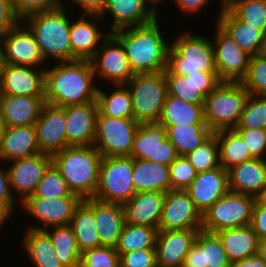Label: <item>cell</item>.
Masks as SVG:
<instances>
[{
  "instance_id": "cell-1",
  "label": "cell",
  "mask_w": 266,
  "mask_h": 267,
  "mask_svg": "<svg viewBox=\"0 0 266 267\" xmlns=\"http://www.w3.org/2000/svg\"><path fill=\"white\" fill-rule=\"evenodd\" d=\"M45 69L44 101L47 104L66 107L96 101L98 86L90 60L57 62Z\"/></svg>"
},
{
  "instance_id": "cell-2",
  "label": "cell",
  "mask_w": 266,
  "mask_h": 267,
  "mask_svg": "<svg viewBox=\"0 0 266 267\" xmlns=\"http://www.w3.org/2000/svg\"><path fill=\"white\" fill-rule=\"evenodd\" d=\"M158 18L144 25L112 32L124 47L134 74L164 71L167 67L170 44L161 33Z\"/></svg>"
},
{
  "instance_id": "cell-3",
  "label": "cell",
  "mask_w": 266,
  "mask_h": 267,
  "mask_svg": "<svg viewBox=\"0 0 266 267\" xmlns=\"http://www.w3.org/2000/svg\"><path fill=\"white\" fill-rule=\"evenodd\" d=\"M101 161L102 154L94 145L68 146L52 155V163L70 191L82 200L95 196Z\"/></svg>"
},
{
  "instance_id": "cell-4",
  "label": "cell",
  "mask_w": 266,
  "mask_h": 267,
  "mask_svg": "<svg viewBox=\"0 0 266 267\" xmlns=\"http://www.w3.org/2000/svg\"><path fill=\"white\" fill-rule=\"evenodd\" d=\"M65 5L59 8L35 12L25 16L28 28L34 34L45 60L71 61L70 25Z\"/></svg>"
},
{
  "instance_id": "cell-5",
  "label": "cell",
  "mask_w": 266,
  "mask_h": 267,
  "mask_svg": "<svg viewBox=\"0 0 266 267\" xmlns=\"http://www.w3.org/2000/svg\"><path fill=\"white\" fill-rule=\"evenodd\" d=\"M198 71L218 73L212 40L191 32L181 33L169 47L164 72L188 76Z\"/></svg>"
},
{
  "instance_id": "cell-6",
  "label": "cell",
  "mask_w": 266,
  "mask_h": 267,
  "mask_svg": "<svg viewBox=\"0 0 266 267\" xmlns=\"http://www.w3.org/2000/svg\"><path fill=\"white\" fill-rule=\"evenodd\" d=\"M249 97L240 82H220L204 99V118L213 132L234 129Z\"/></svg>"
},
{
  "instance_id": "cell-7",
  "label": "cell",
  "mask_w": 266,
  "mask_h": 267,
  "mask_svg": "<svg viewBox=\"0 0 266 267\" xmlns=\"http://www.w3.org/2000/svg\"><path fill=\"white\" fill-rule=\"evenodd\" d=\"M132 98L133 119L157 123L168 94L164 71L135 74L126 84Z\"/></svg>"
},
{
  "instance_id": "cell-8",
  "label": "cell",
  "mask_w": 266,
  "mask_h": 267,
  "mask_svg": "<svg viewBox=\"0 0 266 267\" xmlns=\"http://www.w3.org/2000/svg\"><path fill=\"white\" fill-rule=\"evenodd\" d=\"M132 175L133 159L130 156L102 157L94 198L121 205L128 202L136 194Z\"/></svg>"
},
{
  "instance_id": "cell-9",
  "label": "cell",
  "mask_w": 266,
  "mask_h": 267,
  "mask_svg": "<svg viewBox=\"0 0 266 267\" xmlns=\"http://www.w3.org/2000/svg\"><path fill=\"white\" fill-rule=\"evenodd\" d=\"M255 197L228 191L202 215V230L217 233L251 224Z\"/></svg>"
},
{
  "instance_id": "cell-10",
  "label": "cell",
  "mask_w": 266,
  "mask_h": 267,
  "mask_svg": "<svg viewBox=\"0 0 266 267\" xmlns=\"http://www.w3.org/2000/svg\"><path fill=\"white\" fill-rule=\"evenodd\" d=\"M139 125L135 119L108 117L98 111L93 145L102 157L130 156Z\"/></svg>"
},
{
  "instance_id": "cell-11",
  "label": "cell",
  "mask_w": 266,
  "mask_h": 267,
  "mask_svg": "<svg viewBox=\"0 0 266 267\" xmlns=\"http://www.w3.org/2000/svg\"><path fill=\"white\" fill-rule=\"evenodd\" d=\"M130 157L170 166L178 154L161 124L143 123L136 130Z\"/></svg>"
},
{
  "instance_id": "cell-12",
  "label": "cell",
  "mask_w": 266,
  "mask_h": 267,
  "mask_svg": "<svg viewBox=\"0 0 266 267\" xmlns=\"http://www.w3.org/2000/svg\"><path fill=\"white\" fill-rule=\"evenodd\" d=\"M90 61L95 78L108 80L113 85L126 84L135 75L124 47L112 33L103 40Z\"/></svg>"
},
{
  "instance_id": "cell-13",
  "label": "cell",
  "mask_w": 266,
  "mask_h": 267,
  "mask_svg": "<svg viewBox=\"0 0 266 267\" xmlns=\"http://www.w3.org/2000/svg\"><path fill=\"white\" fill-rule=\"evenodd\" d=\"M213 46L215 65L221 82H241L251 55L245 52L217 23Z\"/></svg>"
},
{
  "instance_id": "cell-14",
  "label": "cell",
  "mask_w": 266,
  "mask_h": 267,
  "mask_svg": "<svg viewBox=\"0 0 266 267\" xmlns=\"http://www.w3.org/2000/svg\"><path fill=\"white\" fill-rule=\"evenodd\" d=\"M81 201L82 199L77 195L44 198L33 194L27 197L21 204L28 214L44 225V227L34 225L29 228L45 230L52 226L70 224L74 211Z\"/></svg>"
},
{
  "instance_id": "cell-15",
  "label": "cell",
  "mask_w": 266,
  "mask_h": 267,
  "mask_svg": "<svg viewBox=\"0 0 266 267\" xmlns=\"http://www.w3.org/2000/svg\"><path fill=\"white\" fill-rule=\"evenodd\" d=\"M201 230L202 214L185 190L166 192L158 230Z\"/></svg>"
},
{
  "instance_id": "cell-16",
  "label": "cell",
  "mask_w": 266,
  "mask_h": 267,
  "mask_svg": "<svg viewBox=\"0 0 266 267\" xmlns=\"http://www.w3.org/2000/svg\"><path fill=\"white\" fill-rule=\"evenodd\" d=\"M19 23L1 35L3 58L8 64L41 68L45 60L38 42L26 23Z\"/></svg>"
},
{
  "instance_id": "cell-17",
  "label": "cell",
  "mask_w": 266,
  "mask_h": 267,
  "mask_svg": "<svg viewBox=\"0 0 266 267\" xmlns=\"http://www.w3.org/2000/svg\"><path fill=\"white\" fill-rule=\"evenodd\" d=\"M66 111L64 107L45 103L35 122L36 137L41 153L53 155L66 147Z\"/></svg>"
},
{
  "instance_id": "cell-18",
  "label": "cell",
  "mask_w": 266,
  "mask_h": 267,
  "mask_svg": "<svg viewBox=\"0 0 266 267\" xmlns=\"http://www.w3.org/2000/svg\"><path fill=\"white\" fill-rule=\"evenodd\" d=\"M52 163V155L39 153L27 158L12 160L8 167L12 195H19L21 203L37 189L45 170Z\"/></svg>"
},
{
  "instance_id": "cell-19",
  "label": "cell",
  "mask_w": 266,
  "mask_h": 267,
  "mask_svg": "<svg viewBox=\"0 0 266 267\" xmlns=\"http://www.w3.org/2000/svg\"><path fill=\"white\" fill-rule=\"evenodd\" d=\"M168 94L193 104H204L205 97L219 84L218 73H198L181 76L165 73Z\"/></svg>"
},
{
  "instance_id": "cell-20",
  "label": "cell",
  "mask_w": 266,
  "mask_h": 267,
  "mask_svg": "<svg viewBox=\"0 0 266 267\" xmlns=\"http://www.w3.org/2000/svg\"><path fill=\"white\" fill-rule=\"evenodd\" d=\"M185 191L203 215L229 191L228 171L219 166L212 170L199 172Z\"/></svg>"
},
{
  "instance_id": "cell-21",
  "label": "cell",
  "mask_w": 266,
  "mask_h": 267,
  "mask_svg": "<svg viewBox=\"0 0 266 267\" xmlns=\"http://www.w3.org/2000/svg\"><path fill=\"white\" fill-rule=\"evenodd\" d=\"M44 82L45 69L6 63L0 95L44 97Z\"/></svg>"
},
{
  "instance_id": "cell-22",
  "label": "cell",
  "mask_w": 266,
  "mask_h": 267,
  "mask_svg": "<svg viewBox=\"0 0 266 267\" xmlns=\"http://www.w3.org/2000/svg\"><path fill=\"white\" fill-rule=\"evenodd\" d=\"M199 230H158L156 237L157 267H182Z\"/></svg>"
},
{
  "instance_id": "cell-23",
  "label": "cell",
  "mask_w": 266,
  "mask_h": 267,
  "mask_svg": "<svg viewBox=\"0 0 266 267\" xmlns=\"http://www.w3.org/2000/svg\"><path fill=\"white\" fill-rule=\"evenodd\" d=\"M81 15L76 22L70 25L71 61L90 60L99 49L98 45L110 34V32L100 31L95 25L96 21H100V15Z\"/></svg>"
},
{
  "instance_id": "cell-24",
  "label": "cell",
  "mask_w": 266,
  "mask_h": 267,
  "mask_svg": "<svg viewBox=\"0 0 266 267\" xmlns=\"http://www.w3.org/2000/svg\"><path fill=\"white\" fill-rule=\"evenodd\" d=\"M66 111V138L68 146H89L95 140L97 101L64 107Z\"/></svg>"
},
{
  "instance_id": "cell-25",
  "label": "cell",
  "mask_w": 266,
  "mask_h": 267,
  "mask_svg": "<svg viewBox=\"0 0 266 267\" xmlns=\"http://www.w3.org/2000/svg\"><path fill=\"white\" fill-rule=\"evenodd\" d=\"M219 236L199 230L182 267H231Z\"/></svg>"
},
{
  "instance_id": "cell-26",
  "label": "cell",
  "mask_w": 266,
  "mask_h": 267,
  "mask_svg": "<svg viewBox=\"0 0 266 267\" xmlns=\"http://www.w3.org/2000/svg\"><path fill=\"white\" fill-rule=\"evenodd\" d=\"M165 194L160 191L137 192L128 202L122 205L125 222L158 228Z\"/></svg>"
},
{
  "instance_id": "cell-27",
  "label": "cell",
  "mask_w": 266,
  "mask_h": 267,
  "mask_svg": "<svg viewBox=\"0 0 266 267\" xmlns=\"http://www.w3.org/2000/svg\"><path fill=\"white\" fill-rule=\"evenodd\" d=\"M93 211L100 246L116 247L125 223L124 209L121 204L103 202L95 198L83 200Z\"/></svg>"
},
{
  "instance_id": "cell-28",
  "label": "cell",
  "mask_w": 266,
  "mask_h": 267,
  "mask_svg": "<svg viewBox=\"0 0 266 267\" xmlns=\"http://www.w3.org/2000/svg\"><path fill=\"white\" fill-rule=\"evenodd\" d=\"M216 18L217 24L251 56L262 54L265 35L251 24L239 20L225 5Z\"/></svg>"
},
{
  "instance_id": "cell-29",
  "label": "cell",
  "mask_w": 266,
  "mask_h": 267,
  "mask_svg": "<svg viewBox=\"0 0 266 267\" xmlns=\"http://www.w3.org/2000/svg\"><path fill=\"white\" fill-rule=\"evenodd\" d=\"M44 104V97L0 95V115L7 127L34 125Z\"/></svg>"
},
{
  "instance_id": "cell-30",
  "label": "cell",
  "mask_w": 266,
  "mask_h": 267,
  "mask_svg": "<svg viewBox=\"0 0 266 267\" xmlns=\"http://www.w3.org/2000/svg\"><path fill=\"white\" fill-rule=\"evenodd\" d=\"M41 153L34 125L6 127L0 143V159L11 162Z\"/></svg>"
},
{
  "instance_id": "cell-31",
  "label": "cell",
  "mask_w": 266,
  "mask_h": 267,
  "mask_svg": "<svg viewBox=\"0 0 266 267\" xmlns=\"http://www.w3.org/2000/svg\"><path fill=\"white\" fill-rule=\"evenodd\" d=\"M113 17L110 33L122 29L147 24L157 18L143 0H107L100 17L108 12Z\"/></svg>"
},
{
  "instance_id": "cell-32",
  "label": "cell",
  "mask_w": 266,
  "mask_h": 267,
  "mask_svg": "<svg viewBox=\"0 0 266 267\" xmlns=\"http://www.w3.org/2000/svg\"><path fill=\"white\" fill-rule=\"evenodd\" d=\"M229 190L255 197L266 185V159L252 158L228 170Z\"/></svg>"
},
{
  "instance_id": "cell-33",
  "label": "cell",
  "mask_w": 266,
  "mask_h": 267,
  "mask_svg": "<svg viewBox=\"0 0 266 267\" xmlns=\"http://www.w3.org/2000/svg\"><path fill=\"white\" fill-rule=\"evenodd\" d=\"M231 264L260 253L261 241L251 225L226 228L216 233Z\"/></svg>"
},
{
  "instance_id": "cell-34",
  "label": "cell",
  "mask_w": 266,
  "mask_h": 267,
  "mask_svg": "<svg viewBox=\"0 0 266 267\" xmlns=\"http://www.w3.org/2000/svg\"><path fill=\"white\" fill-rule=\"evenodd\" d=\"M132 181L137 192L171 190L169 166L155 162L134 159Z\"/></svg>"
},
{
  "instance_id": "cell-35",
  "label": "cell",
  "mask_w": 266,
  "mask_h": 267,
  "mask_svg": "<svg viewBox=\"0 0 266 267\" xmlns=\"http://www.w3.org/2000/svg\"><path fill=\"white\" fill-rule=\"evenodd\" d=\"M157 123L162 126L206 124L204 104H193L167 94Z\"/></svg>"
},
{
  "instance_id": "cell-36",
  "label": "cell",
  "mask_w": 266,
  "mask_h": 267,
  "mask_svg": "<svg viewBox=\"0 0 266 267\" xmlns=\"http://www.w3.org/2000/svg\"><path fill=\"white\" fill-rule=\"evenodd\" d=\"M166 137L175 147L178 156H186L206 142L214 132L206 124L163 126Z\"/></svg>"
},
{
  "instance_id": "cell-37",
  "label": "cell",
  "mask_w": 266,
  "mask_h": 267,
  "mask_svg": "<svg viewBox=\"0 0 266 267\" xmlns=\"http://www.w3.org/2000/svg\"><path fill=\"white\" fill-rule=\"evenodd\" d=\"M23 248L35 267H64L55 253L52 241L44 230L28 228Z\"/></svg>"
},
{
  "instance_id": "cell-38",
  "label": "cell",
  "mask_w": 266,
  "mask_h": 267,
  "mask_svg": "<svg viewBox=\"0 0 266 267\" xmlns=\"http://www.w3.org/2000/svg\"><path fill=\"white\" fill-rule=\"evenodd\" d=\"M70 225L80 253L88 249L100 247L93 211L83 200L76 207Z\"/></svg>"
},
{
  "instance_id": "cell-39",
  "label": "cell",
  "mask_w": 266,
  "mask_h": 267,
  "mask_svg": "<svg viewBox=\"0 0 266 267\" xmlns=\"http://www.w3.org/2000/svg\"><path fill=\"white\" fill-rule=\"evenodd\" d=\"M219 147V163L226 171L232 167L254 158L243 139L234 129L214 132Z\"/></svg>"
},
{
  "instance_id": "cell-40",
  "label": "cell",
  "mask_w": 266,
  "mask_h": 267,
  "mask_svg": "<svg viewBox=\"0 0 266 267\" xmlns=\"http://www.w3.org/2000/svg\"><path fill=\"white\" fill-rule=\"evenodd\" d=\"M44 231L49 235L57 258L64 267H79L81 253L71 225L52 226Z\"/></svg>"
},
{
  "instance_id": "cell-41",
  "label": "cell",
  "mask_w": 266,
  "mask_h": 267,
  "mask_svg": "<svg viewBox=\"0 0 266 267\" xmlns=\"http://www.w3.org/2000/svg\"><path fill=\"white\" fill-rule=\"evenodd\" d=\"M117 88L111 94L98 88V111L108 117L133 119L132 98L125 84L115 85Z\"/></svg>"
},
{
  "instance_id": "cell-42",
  "label": "cell",
  "mask_w": 266,
  "mask_h": 267,
  "mask_svg": "<svg viewBox=\"0 0 266 267\" xmlns=\"http://www.w3.org/2000/svg\"><path fill=\"white\" fill-rule=\"evenodd\" d=\"M158 228L124 223L116 251L121 255L135 250L155 248Z\"/></svg>"
},
{
  "instance_id": "cell-43",
  "label": "cell",
  "mask_w": 266,
  "mask_h": 267,
  "mask_svg": "<svg viewBox=\"0 0 266 267\" xmlns=\"http://www.w3.org/2000/svg\"><path fill=\"white\" fill-rule=\"evenodd\" d=\"M224 5L241 21L266 34V0H222Z\"/></svg>"
},
{
  "instance_id": "cell-44",
  "label": "cell",
  "mask_w": 266,
  "mask_h": 267,
  "mask_svg": "<svg viewBox=\"0 0 266 267\" xmlns=\"http://www.w3.org/2000/svg\"><path fill=\"white\" fill-rule=\"evenodd\" d=\"M235 128L266 129V95H249Z\"/></svg>"
},
{
  "instance_id": "cell-45",
  "label": "cell",
  "mask_w": 266,
  "mask_h": 267,
  "mask_svg": "<svg viewBox=\"0 0 266 267\" xmlns=\"http://www.w3.org/2000/svg\"><path fill=\"white\" fill-rule=\"evenodd\" d=\"M186 158L198 173L219 167V147L216 135L213 134L206 142L188 153Z\"/></svg>"
},
{
  "instance_id": "cell-46",
  "label": "cell",
  "mask_w": 266,
  "mask_h": 267,
  "mask_svg": "<svg viewBox=\"0 0 266 267\" xmlns=\"http://www.w3.org/2000/svg\"><path fill=\"white\" fill-rule=\"evenodd\" d=\"M34 195L44 198H58L75 194L70 191L59 170L51 163L38 183Z\"/></svg>"
},
{
  "instance_id": "cell-47",
  "label": "cell",
  "mask_w": 266,
  "mask_h": 267,
  "mask_svg": "<svg viewBox=\"0 0 266 267\" xmlns=\"http://www.w3.org/2000/svg\"><path fill=\"white\" fill-rule=\"evenodd\" d=\"M240 83L249 95H266V56H251L246 75Z\"/></svg>"
},
{
  "instance_id": "cell-48",
  "label": "cell",
  "mask_w": 266,
  "mask_h": 267,
  "mask_svg": "<svg viewBox=\"0 0 266 267\" xmlns=\"http://www.w3.org/2000/svg\"><path fill=\"white\" fill-rule=\"evenodd\" d=\"M79 267H120V255L111 246L88 249L81 253Z\"/></svg>"
},
{
  "instance_id": "cell-49",
  "label": "cell",
  "mask_w": 266,
  "mask_h": 267,
  "mask_svg": "<svg viewBox=\"0 0 266 267\" xmlns=\"http://www.w3.org/2000/svg\"><path fill=\"white\" fill-rule=\"evenodd\" d=\"M197 171L186 156H178L169 166L171 190H185L197 176Z\"/></svg>"
},
{
  "instance_id": "cell-50",
  "label": "cell",
  "mask_w": 266,
  "mask_h": 267,
  "mask_svg": "<svg viewBox=\"0 0 266 267\" xmlns=\"http://www.w3.org/2000/svg\"><path fill=\"white\" fill-rule=\"evenodd\" d=\"M254 158L266 159L265 129L234 128Z\"/></svg>"
},
{
  "instance_id": "cell-51",
  "label": "cell",
  "mask_w": 266,
  "mask_h": 267,
  "mask_svg": "<svg viewBox=\"0 0 266 267\" xmlns=\"http://www.w3.org/2000/svg\"><path fill=\"white\" fill-rule=\"evenodd\" d=\"M0 161L2 160L0 159ZM15 199L17 198L13 197L10 189L8 169L3 171L0 168V228L11 214H13L14 209H16Z\"/></svg>"
},
{
  "instance_id": "cell-52",
  "label": "cell",
  "mask_w": 266,
  "mask_h": 267,
  "mask_svg": "<svg viewBox=\"0 0 266 267\" xmlns=\"http://www.w3.org/2000/svg\"><path fill=\"white\" fill-rule=\"evenodd\" d=\"M16 15L22 20L25 16L64 6L61 0H11Z\"/></svg>"
},
{
  "instance_id": "cell-53",
  "label": "cell",
  "mask_w": 266,
  "mask_h": 267,
  "mask_svg": "<svg viewBox=\"0 0 266 267\" xmlns=\"http://www.w3.org/2000/svg\"><path fill=\"white\" fill-rule=\"evenodd\" d=\"M120 267H157L155 248L122 253Z\"/></svg>"
},
{
  "instance_id": "cell-54",
  "label": "cell",
  "mask_w": 266,
  "mask_h": 267,
  "mask_svg": "<svg viewBox=\"0 0 266 267\" xmlns=\"http://www.w3.org/2000/svg\"><path fill=\"white\" fill-rule=\"evenodd\" d=\"M21 19L16 15L11 0H0V36L14 27Z\"/></svg>"
},
{
  "instance_id": "cell-55",
  "label": "cell",
  "mask_w": 266,
  "mask_h": 267,
  "mask_svg": "<svg viewBox=\"0 0 266 267\" xmlns=\"http://www.w3.org/2000/svg\"><path fill=\"white\" fill-rule=\"evenodd\" d=\"M250 225L260 241L266 239V207L259 206L255 202Z\"/></svg>"
},
{
  "instance_id": "cell-56",
  "label": "cell",
  "mask_w": 266,
  "mask_h": 267,
  "mask_svg": "<svg viewBox=\"0 0 266 267\" xmlns=\"http://www.w3.org/2000/svg\"><path fill=\"white\" fill-rule=\"evenodd\" d=\"M73 3L78 4L84 11L85 15H101L105 8L107 0H72Z\"/></svg>"
},
{
  "instance_id": "cell-57",
  "label": "cell",
  "mask_w": 266,
  "mask_h": 267,
  "mask_svg": "<svg viewBox=\"0 0 266 267\" xmlns=\"http://www.w3.org/2000/svg\"><path fill=\"white\" fill-rule=\"evenodd\" d=\"M174 4L182 10V12H185L186 14L191 13H198L200 10H202L209 0H173Z\"/></svg>"
},
{
  "instance_id": "cell-58",
  "label": "cell",
  "mask_w": 266,
  "mask_h": 267,
  "mask_svg": "<svg viewBox=\"0 0 266 267\" xmlns=\"http://www.w3.org/2000/svg\"><path fill=\"white\" fill-rule=\"evenodd\" d=\"M231 267H266V260L259 253L254 256L241 259L233 263Z\"/></svg>"
},
{
  "instance_id": "cell-59",
  "label": "cell",
  "mask_w": 266,
  "mask_h": 267,
  "mask_svg": "<svg viewBox=\"0 0 266 267\" xmlns=\"http://www.w3.org/2000/svg\"><path fill=\"white\" fill-rule=\"evenodd\" d=\"M255 202L259 206L266 207V185L262 188V190L255 196Z\"/></svg>"
},
{
  "instance_id": "cell-60",
  "label": "cell",
  "mask_w": 266,
  "mask_h": 267,
  "mask_svg": "<svg viewBox=\"0 0 266 267\" xmlns=\"http://www.w3.org/2000/svg\"><path fill=\"white\" fill-rule=\"evenodd\" d=\"M144 3L146 4V6L151 10V12L158 17V14L157 13L158 11L156 9H158V3H161L162 0H143ZM151 3V4H150ZM150 5V6H148Z\"/></svg>"
},
{
  "instance_id": "cell-61",
  "label": "cell",
  "mask_w": 266,
  "mask_h": 267,
  "mask_svg": "<svg viewBox=\"0 0 266 267\" xmlns=\"http://www.w3.org/2000/svg\"><path fill=\"white\" fill-rule=\"evenodd\" d=\"M6 62L4 60V58H0V90H1V86H2V81H3V71L5 68Z\"/></svg>"
},
{
  "instance_id": "cell-62",
  "label": "cell",
  "mask_w": 266,
  "mask_h": 267,
  "mask_svg": "<svg viewBox=\"0 0 266 267\" xmlns=\"http://www.w3.org/2000/svg\"><path fill=\"white\" fill-rule=\"evenodd\" d=\"M6 124L5 122L2 120V117L0 115V143H1V140L4 136V132H5V129H6Z\"/></svg>"
},
{
  "instance_id": "cell-63",
  "label": "cell",
  "mask_w": 266,
  "mask_h": 267,
  "mask_svg": "<svg viewBox=\"0 0 266 267\" xmlns=\"http://www.w3.org/2000/svg\"><path fill=\"white\" fill-rule=\"evenodd\" d=\"M260 254L265 258L266 260V239L261 240L260 244Z\"/></svg>"
},
{
  "instance_id": "cell-64",
  "label": "cell",
  "mask_w": 266,
  "mask_h": 267,
  "mask_svg": "<svg viewBox=\"0 0 266 267\" xmlns=\"http://www.w3.org/2000/svg\"><path fill=\"white\" fill-rule=\"evenodd\" d=\"M262 54H263L264 56H266V34H265L264 48H263Z\"/></svg>"
},
{
  "instance_id": "cell-65",
  "label": "cell",
  "mask_w": 266,
  "mask_h": 267,
  "mask_svg": "<svg viewBox=\"0 0 266 267\" xmlns=\"http://www.w3.org/2000/svg\"><path fill=\"white\" fill-rule=\"evenodd\" d=\"M0 58H3V51H2V38L0 36Z\"/></svg>"
}]
</instances>
